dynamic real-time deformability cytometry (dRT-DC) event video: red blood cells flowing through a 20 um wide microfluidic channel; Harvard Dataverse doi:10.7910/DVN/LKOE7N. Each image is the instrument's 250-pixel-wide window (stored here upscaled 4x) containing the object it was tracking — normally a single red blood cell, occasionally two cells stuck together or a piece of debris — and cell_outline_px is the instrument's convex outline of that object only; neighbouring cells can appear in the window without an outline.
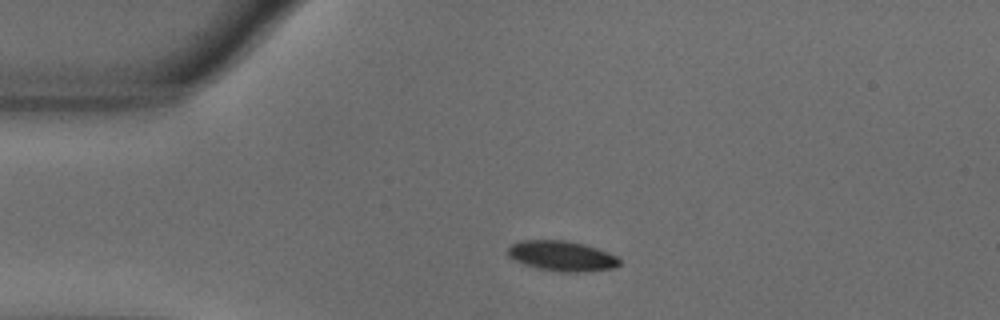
{"species": "common noctule bat (a hibernating species)", "species_latin": "Nyctalus noctula", "temperature_condition": "warm", "stored_images_in_passage": 44, "camera_frame_rate_fps": 3000, "um_per_image_px": 0.085, "animal": {"sex": "male", "body_mass_g": 18.8}, "frame": {"image": 1, "passage_image": 1, "time_ms": 0.0, "image_size_px": [1000, 320], "cell_outline_px": [[620, 264], [616, 268], [584, 272], [560, 272], [540, 268], [524, 264], [508, 256], [508, 248], [512, 244], [520, 240], [564, 240], [584, 244], [596, 248], [616, 256], [620, 260]], "centroid_in_image_um": [47.77, 21.76], "position_along_channel_um": 37.2, "area_um2": 19.54}}
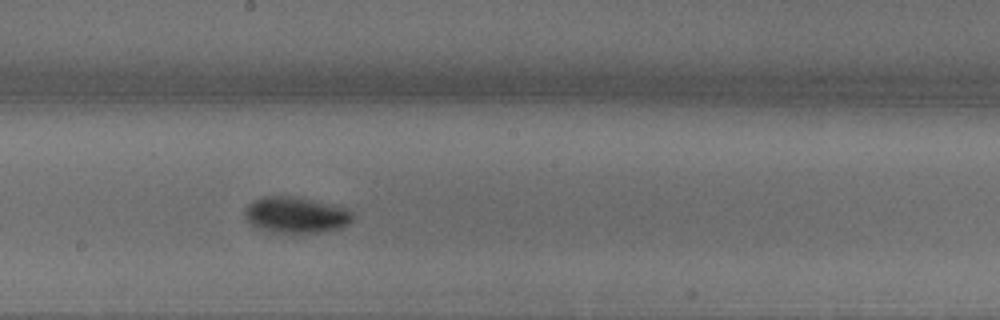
{"frame": {"image": 2, "passage_image": 19, "time_ms": 6.0, "image_size_px": [1000, 320], "cell_outline_px": [[352, 220], [348, 224], [340, 228], [324, 232], [292, 236], [256, 228], [248, 220], [244, 212], [244, 208], [252, 200], [260, 196], [284, 196], [308, 200], [348, 208], [352, 212]], "centroid_in_image_um": [25.12, 18.32], "position_along_channel_um": 223.1, "area_um2": 23.12}}
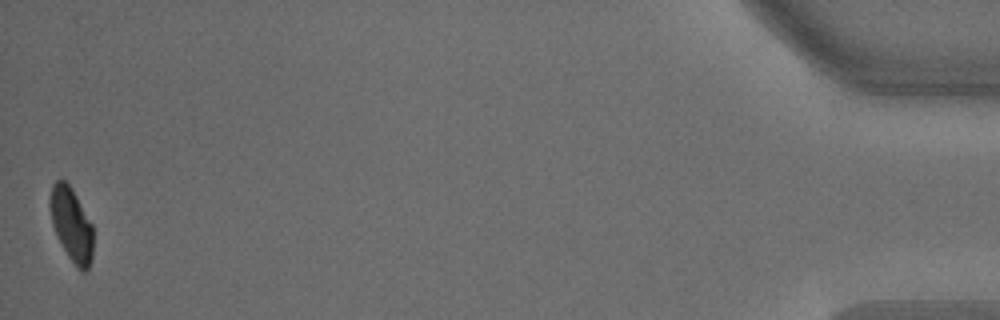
{"frame": {"image": 3, "passage_image": 44, "time_ms": 14.333, "image_size_px": [1000, 320], "cell_outline_px": [[92, 260], [88, 268], [84, 272], [80, 272], [68, 256], [56, 236], [52, 224], [48, 204], [48, 200], [52, 184], [56, 180], [64, 180], [72, 188], [92, 224]], "centroid_in_image_um": [6.04, 19.08], "position_along_channel_um": 429.2, "area_um2": 18.73}, "authors_computed_cell_mechanics": {"area_um2": 20.7791, "velocity_mm_per_s": 3.6118, "shape_relaxation_time_tau1_ms": 2.4441, "shape_relaxation_time_tau2_ms": null, "deformation_change_tau1": 0.1219, "deformation_change_tau2": null}}